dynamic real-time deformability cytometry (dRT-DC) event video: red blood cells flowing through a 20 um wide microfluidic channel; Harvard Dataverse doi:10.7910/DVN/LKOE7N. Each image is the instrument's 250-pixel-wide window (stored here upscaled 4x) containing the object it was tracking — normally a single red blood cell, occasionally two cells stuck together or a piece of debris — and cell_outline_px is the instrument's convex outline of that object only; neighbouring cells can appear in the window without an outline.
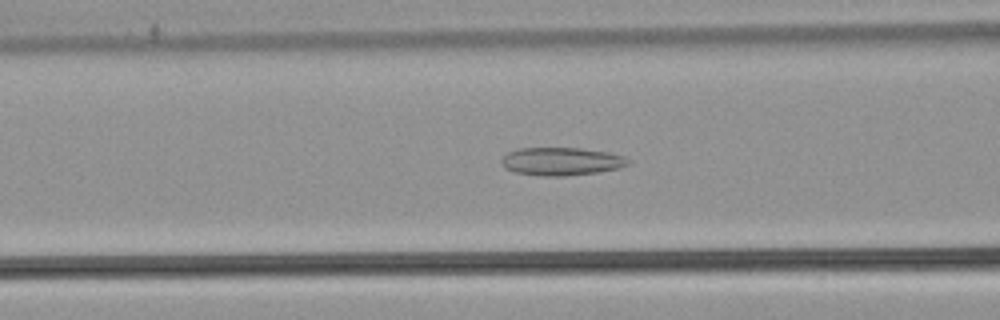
{"species": "common noctule bat (a hibernating species)", "species_latin": "Nyctalus noctula", "temperature_condition": "warm", "stored_images_in_passage": 53, "camera_frame_rate_fps": 3000, "um_per_image_px": 0.085, "animal": {"sex": "male", "body_mass_g": 21.5, "forearm_length_mm": 52.0}, "frame": {"image": 1, "passage_image": 22, "time_ms": 7.0, "image_size_px": [1000, 320], "cell_outline_px": [[632, 160], [628, 164], [620, 168], [600, 172], [564, 176], [544, 176], [516, 172], [504, 168], [500, 164], [500, 160], [508, 152], [520, 148], [580, 148], [608, 152], [624, 156]], "centroid_in_image_um": [47.73, 13.72], "position_along_channel_um": 118.9, "area_um2": 20.81}}
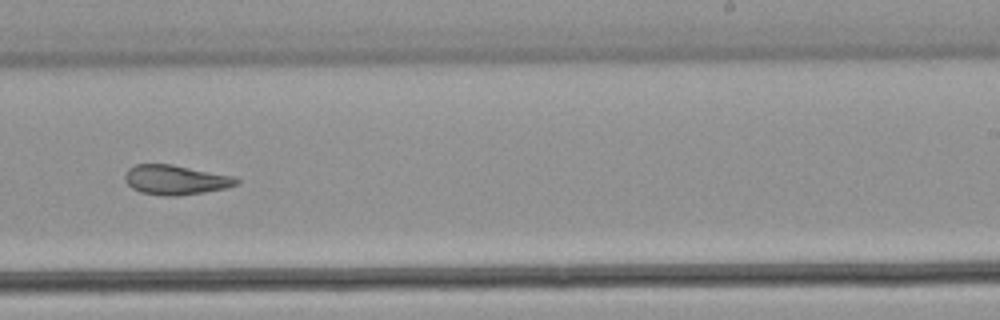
{"frame": {"image": 2, "passage_image": 34, "time_ms": 11.0, "image_size_px": [1000, 320], "cell_outline_px": [[240, 180], [236, 184], [224, 188], [204, 192], [176, 196], [164, 196], [140, 192], [132, 188], [124, 180], [124, 176], [128, 168], [136, 164], [172, 164], [232, 176]], "centroid_in_image_um": [14.87, 15.28], "position_along_channel_um": 274.1, "area_um2": 19.13}}
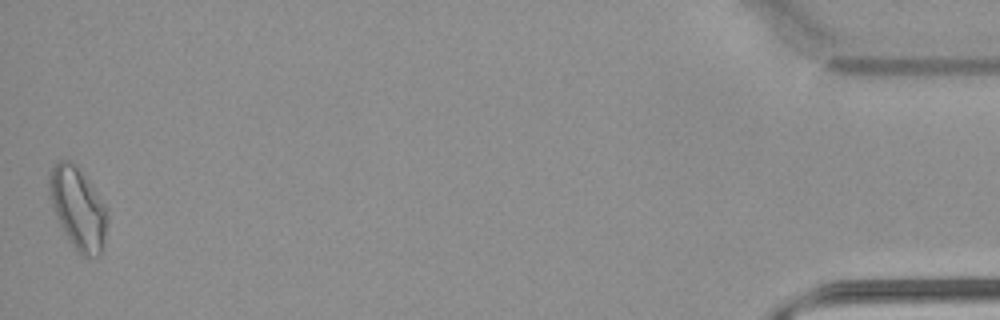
{"frame": {"image": 3, "passage_image": 53, "time_ms": 17.333, "image_size_px": [1000, 320], "cell_outline_px": [[108, 216], [100, 256], [80, 256], [72, 244], [60, 224], [52, 204], [48, 192], [48, 180], [52, 164], [60, 160], [68, 160], [80, 172], [104, 208]], "centroid_in_image_um": [6.57, 17.74], "position_along_channel_um": 428.6, "area_um2": 26.41}, "authors_computed_cell_mechanics": {"area_um2": 22.1952, "velocity_mm_per_s": 3.8913, "shape_relaxation_time_tau1_ms": null, "shape_relaxation_time_tau2_ms": 4.0406, "deformation_change_tau1": null, "deformation_change_tau2": 0.1191}}